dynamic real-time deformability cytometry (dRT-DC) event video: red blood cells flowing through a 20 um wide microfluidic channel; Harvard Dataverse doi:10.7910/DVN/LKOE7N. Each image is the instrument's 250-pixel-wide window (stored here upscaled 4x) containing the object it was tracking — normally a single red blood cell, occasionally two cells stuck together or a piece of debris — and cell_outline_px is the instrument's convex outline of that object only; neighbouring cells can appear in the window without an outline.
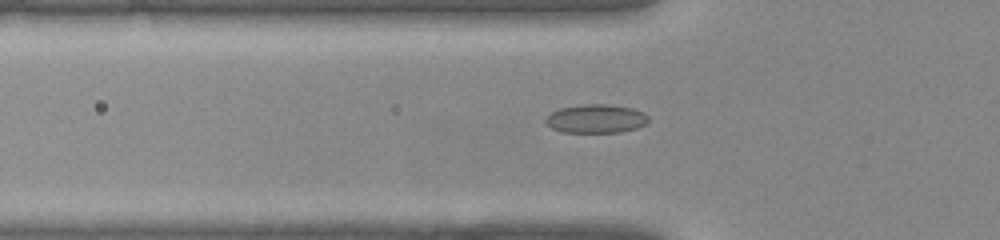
{"species": "common noctule bat (a hibernating species)", "species_latin": "Nyctalus noctula", "temperature_condition": "warm", "stored_images_in_passage": 30, "camera_frame_rate_fps": 3000, "um_per_image_px": 0.085, "animal": {"sex": "female", "body_mass_g": 22.0, "forearm_length_mm": 56.7}, "frame": {"image": 1, "passage_image": 6, "time_ms": 1.667, "image_size_px": [1000, 240], "cell_outline_px": [[648, 120], [644, 124], [636, 128], [620, 132], [564, 132], [552, 128], [544, 120], [552, 112], [560, 108], [584, 104], [608, 104], [632, 108], [644, 112], [648, 116]], "centroid_in_image_um": [50.67, 10.08], "position_along_channel_um": 75.1, "area_um2": 16.99}}
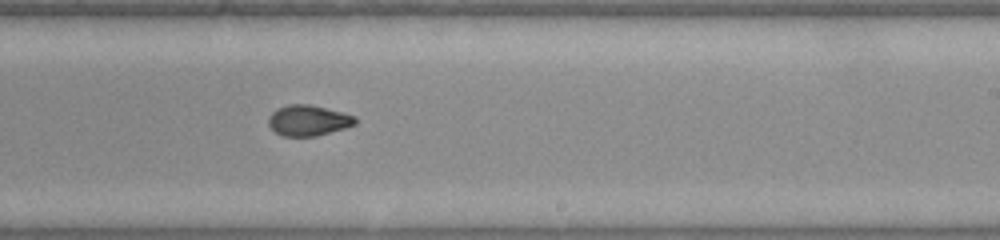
{"frame": {"image": 2, "passage_image": 17, "time_ms": 5.333, "image_size_px": [1000, 240], "cell_outline_px": [[356, 124], [344, 128], [316, 136], [284, 136], [276, 132], [268, 124], [268, 116], [276, 108], [288, 104], [308, 104], [356, 116]], "centroid_in_image_um": [26.17, 10.23], "position_along_channel_um": 262.8, "area_um2": 15.37}}
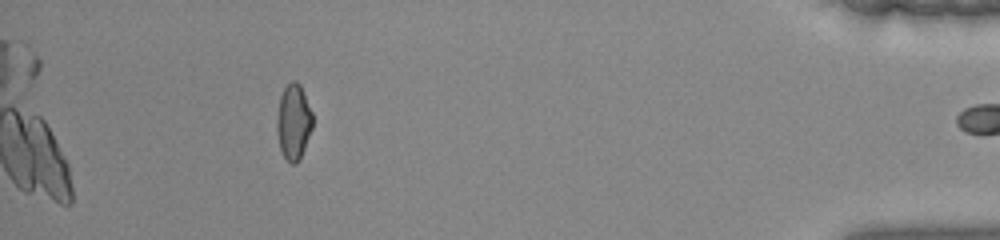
{"frame": {"image": 3, "passage_image": 29, "time_ms": 9.333, "image_size_px": [1000, 240], "cell_outline_px": [[312, 128], [300, 160], [296, 164], [292, 164], [284, 156], [280, 148], [276, 132], [276, 120], [280, 96], [284, 88], [292, 80], [296, 80], [300, 84], [312, 112]], "centroid_in_image_um": [24.94, 10.36], "position_along_channel_um": 410.3, "area_um2": 15.78}}